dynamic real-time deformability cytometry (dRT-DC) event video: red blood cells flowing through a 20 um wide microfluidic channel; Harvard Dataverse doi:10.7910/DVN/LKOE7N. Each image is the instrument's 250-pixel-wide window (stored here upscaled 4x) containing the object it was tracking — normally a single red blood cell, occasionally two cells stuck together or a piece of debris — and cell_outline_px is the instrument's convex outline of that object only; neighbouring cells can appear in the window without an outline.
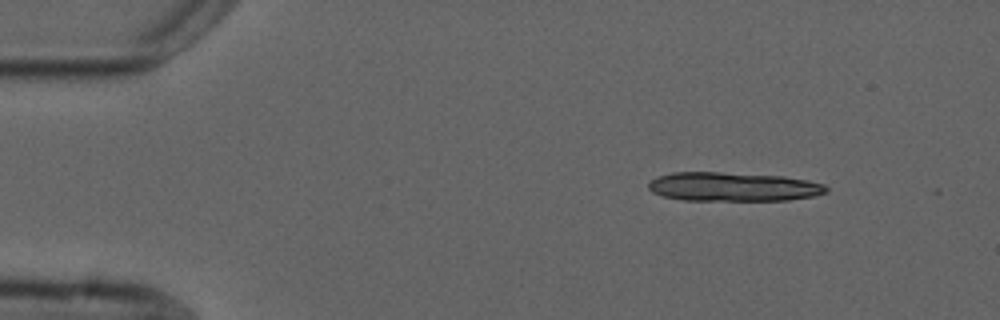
{"species": "common noctule bat (a hibernating species)", "species_latin": "Nyctalus noctula", "temperature_condition": "cold", "stored_images_in_passage": 4, "camera_frame_rate_fps": 3000, "um_per_image_px": 0.085, "animal": {"sex": "male", "forearm_length_mm": 52.5}, "frame": {"image": 1, "passage_image": 1, "time_ms": 0.0, "image_size_px": [1000, 320], "cell_outline_px": [[828, 192], [816, 196], [788, 200], [684, 200], [664, 196], [652, 192], [648, 188], [648, 184], [656, 176], [672, 172], [720, 172], [784, 176], [808, 180], [824, 184], [828, 188]], "centroid_in_image_um": [62.34, 15.87], "position_along_channel_um": 22.7, "area_um2": 30.17}}